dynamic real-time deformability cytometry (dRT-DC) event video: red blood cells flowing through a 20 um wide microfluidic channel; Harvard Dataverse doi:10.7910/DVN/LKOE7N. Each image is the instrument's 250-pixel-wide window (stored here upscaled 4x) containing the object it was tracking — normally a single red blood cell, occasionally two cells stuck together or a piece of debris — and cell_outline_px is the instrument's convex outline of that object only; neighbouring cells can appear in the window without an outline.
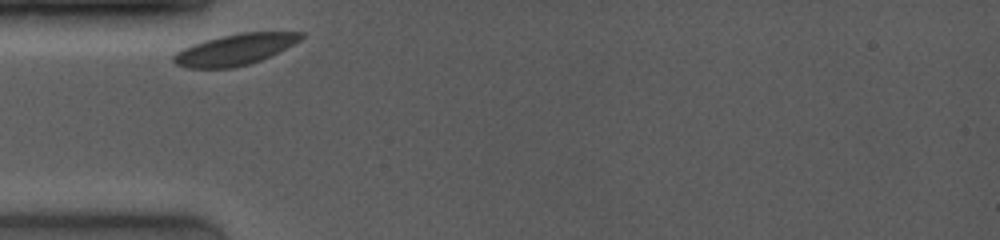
{"species": "common noctule bat (a hibernating species)", "species_latin": "Nyctalus noctula", "temperature_condition": "room temperature", "stored_images_in_passage": 46, "camera_frame_rate_fps": 4000, "um_per_image_px": 0.085, "animal": {"sex": "female", "body_mass_g": 19.0, "forearm_length_mm": 53.3}, "frame": {"image": 1, "passage_image": 1, "time_ms": 0.0, "image_size_px": [1000, 240], "cell_outline_px": [[304, 36], [300, 40], [260, 60], [248, 64], [232, 68], [188, 68], [176, 64], [172, 60], [172, 56], [176, 52], [192, 44], [220, 36], [240, 32], [304, 32]], "centroid_in_image_um": [19.93, 4.2], "position_along_channel_um": 65.1, "area_um2": 22.77}}
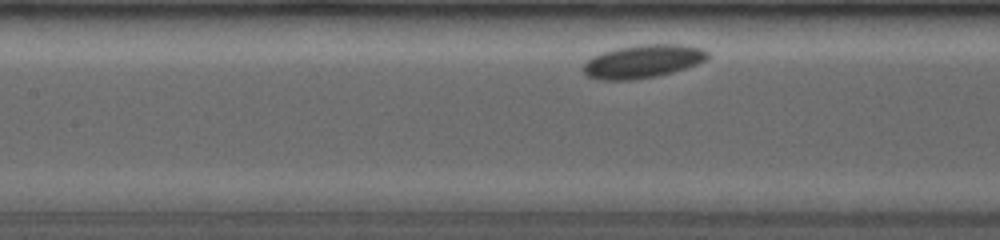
{"frame": {"image": 2, "passage_image": 12, "time_ms": 2.5, "image_size_px": [1000, 240], "cell_outline_px": [[708, 60], [660, 76], [632, 80], [600, 80], [588, 76], [584, 72], [584, 64], [592, 56], [616, 48], [636, 44], [684, 44], [704, 48], [708, 52]], "centroid_in_image_um": [54.68, 5.21], "position_along_channel_um": 152.7, "area_um2": 24.28}}
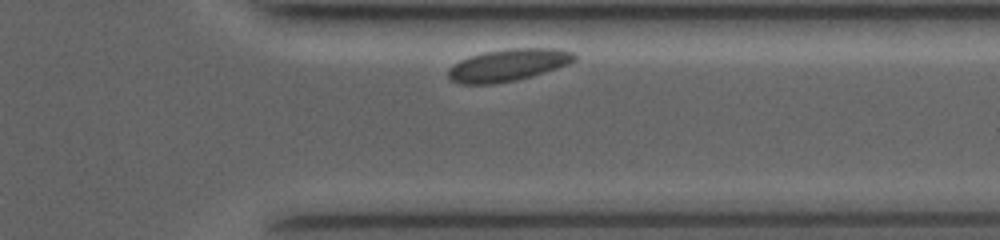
{"frame": {"image": 3, "passage_image": 42, "time_ms": 8.5, "image_size_px": [1000, 240], "cell_outline_px": [[576, 60], [568, 64], [532, 76], [516, 80], [492, 84], [460, 84], [452, 80], [448, 76], [448, 68], [452, 64], [460, 60], [484, 52], [512, 48], [560, 48], [572, 52], [576, 56]], "centroid_in_image_um": [43.19, 5.53], "position_along_channel_um": 368.2, "area_um2": 23.58}}